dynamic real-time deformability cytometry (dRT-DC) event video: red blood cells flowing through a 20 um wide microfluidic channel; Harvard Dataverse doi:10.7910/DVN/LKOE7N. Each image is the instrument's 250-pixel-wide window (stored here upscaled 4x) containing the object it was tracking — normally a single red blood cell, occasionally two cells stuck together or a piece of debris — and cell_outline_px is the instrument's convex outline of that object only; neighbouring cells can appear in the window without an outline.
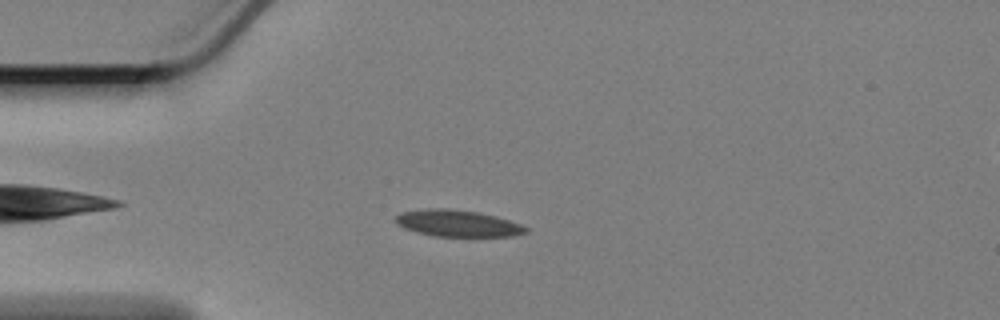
{"species": "Egyptian fruit bat (a non-hibernating species)", "species_latin": "Rousettus aegyptiacus", "temperature_condition": "cold", "stored_images_in_passage": 51, "camera_frame_rate_fps": 3000, "um_per_image_px": 0.085, "animal": {"sex": "female"}, "frame": {"image": 1, "passage_image": 7, "time_ms": 2.0, "image_size_px": [1000, 320], "cell_outline_px": [[528, 232], [512, 236], [436, 236], [416, 232], [404, 228], [396, 224], [396, 216], [400, 212], [424, 208], [448, 208], [476, 212], [496, 216], [520, 224], [528, 228]], "centroid_in_image_um": [38.86, 18.97], "position_along_channel_um": 46.1, "area_um2": 20.17}}
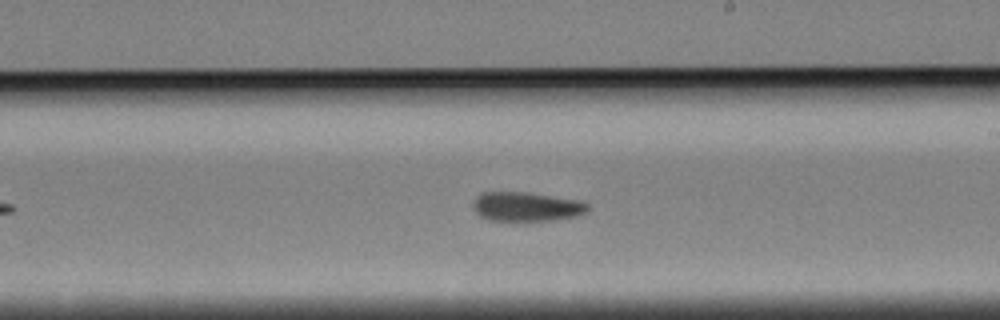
{"frame": {"image": 2, "passage_image": 26, "time_ms": 8.333, "image_size_px": [1000, 320], "cell_outline_px": [[588, 212], [576, 216], [552, 220], [488, 220], [480, 216], [476, 212], [472, 204], [476, 196], [480, 192], [528, 192], [580, 200], [588, 204]], "centroid_in_image_um": [44.74, 17.55], "position_along_channel_um": 244.3, "area_um2": 19.59}}
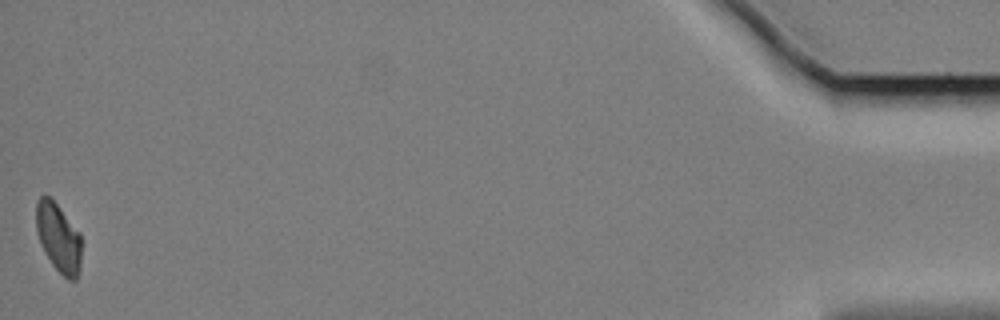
{"frame": {"image": 3, "passage_image": 51, "time_ms": 16.667, "image_size_px": [1000, 320], "cell_outline_px": [[80, 272], [76, 280], [68, 280], [52, 264], [44, 252], [36, 232], [36, 200], [40, 196], [52, 196], [80, 232]], "centroid_in_image_um": [4.96, 20.16], "position_along_channel_um": 430.2, "area_um2": 18.5}, "authors_computed_cell_mechanics": {"area_um2": 19.8832, "velocity_mm_per_s": 3.3599, "shape_relaxation_time_tau1_ms": 4.2647, "shape_relaxation_time_tau2_ms": 3.6135, "deformation_change_tau1": 0.1185, "deformation_change_tau2": 0.0881}}